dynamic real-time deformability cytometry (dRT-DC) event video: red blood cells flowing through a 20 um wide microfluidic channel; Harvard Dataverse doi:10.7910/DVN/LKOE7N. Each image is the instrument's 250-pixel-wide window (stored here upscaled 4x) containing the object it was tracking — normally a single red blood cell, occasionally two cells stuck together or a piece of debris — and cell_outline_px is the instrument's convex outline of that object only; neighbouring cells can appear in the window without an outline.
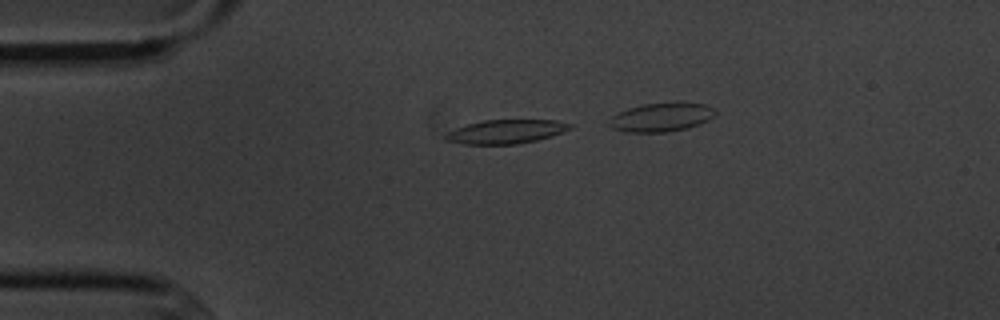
{"species": "common noctule bat (a hibernating species)", "species_latin": "Nyctalus noctula", "temperature_condition": "cold", "stored_images_in_passage": 5, "camera_frame_rate_fps": 3000, "um_per_image_px": 0.085, "animal": {"sex": "male", "body_mass_g": 20.1, "forearm_length_mm": 53.5}, "frame": {"image": 1, "passage_image": 2, "time_ms": 2.0, "image_size_px": [1000, 320], "cell_outline_px": [[572, 128], [564, 132], [552, 136], [536, 140], [516, 144], [464, 144], [444, 140], [444, 136], [448, 132], [456, 128], [468, 124], [484, 120], [556, 120], [572, 124]], "centroid_in_image_um": [43.03, 11.19], "position_along_channel_um": 42.0, "area_um2": 17.28}}
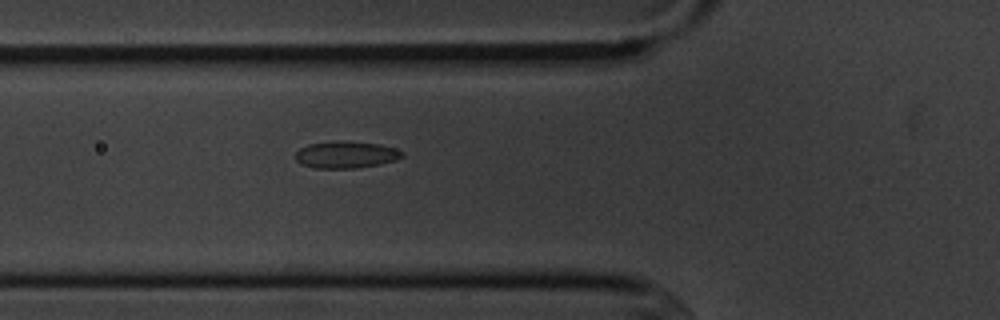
{"frame": {"image": 2, "passage_image": 5, "time_ms": 5.333, "image_size_px": [1000, 320], "cell_outline_px": [[404, 156], [396, 160], [380, 164], [356, 168], [312, 168], [300, 164], [296, 160], [296, 152], [300, 148], [308, 144], [332, 140], [344, 140], [380, 144], [396, 148], [404, 152]], "centroid_in_image_um": [29.41, 13.13], "position_along_channel_um": 96.4, "area_um2": 17.11}}